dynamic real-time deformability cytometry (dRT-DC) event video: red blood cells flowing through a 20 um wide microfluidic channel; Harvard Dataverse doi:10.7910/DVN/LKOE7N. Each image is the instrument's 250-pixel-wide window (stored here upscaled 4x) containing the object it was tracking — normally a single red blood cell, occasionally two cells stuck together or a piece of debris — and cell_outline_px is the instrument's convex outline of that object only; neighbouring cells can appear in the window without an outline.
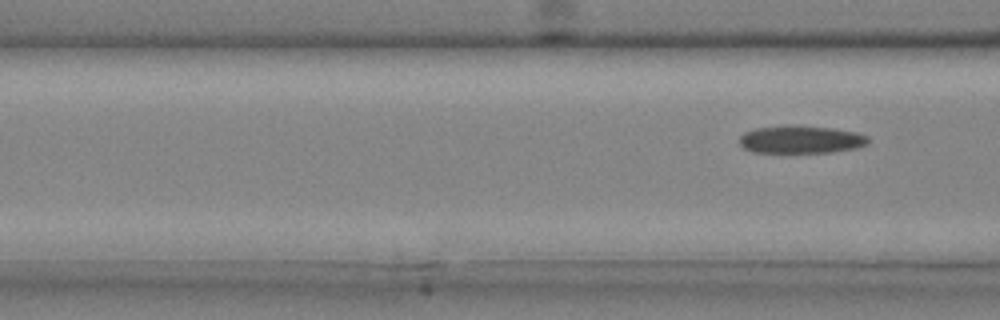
{"species": "common noctule bat (a hibernating species)", "species_latin": "Nyctalus noctula", "temperature_condition": "cold", "stored_images_in_passage": 6, "camera_frame_rate_fps": 3000, "um_per_image_px": 0.085, "animal": {"sex": "male", "body_mass_g": 20.4}, "frame": {"image": 1, "passage_image": 6, "time_ms": 1.667, "image_size_px": [1000, 320], "cell_outline_px": [[868, 144], [856, 148], [832, 152], [752, 152], [744, 148], [740, 144], [740, 136], [744, 132], [756, 128], [832, 128], [856, 132], [868, 136]], "centroid_in_image_um": [68.11, 11.9], "position_along_channel_um": 98.5, "area_um2": 19.83}}